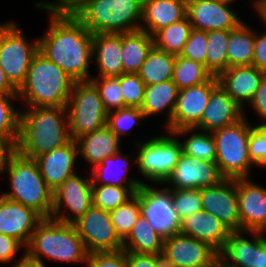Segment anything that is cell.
Masks as SVG:
<instances>
[{
	"label": "cell",
	"mask_w": 266,
	"mask_h": 267,
	"mask_svg": "<svg viewBox=\"0 0 266 267\" xmlns=\"http://www.w3.org/2000/svg\"><path fill=\"white\" fill-rule=\"evenodd\" d=\"M164 237L156 232L142 215L123 241V249L133 253L157 254L163 251Z\"/></svg>",
	"instance_id": "cell-33"
},
{
	"label": "cell",
	"mask_w": 266,
	"mask_h": 267,
	"mask_svg": "<svg viewBox=\"0 0 266 267\" xmlns=\"http://www.w3.org/2000/svg\"><path fill=\"white\" fill-rule=\"evenodd\" d=\"M264 77L265 73L252 65L234 66L221 72L217 80L222 89L244 109L252 100Z\"/></svg>",
	"instance_id": "cell-23"
},
{
	"label": "cell",
	"mask_w": 266,
	"mask_h": 267,
	"mask_svg": "<svg viewBox=\"0 0 266 267\" xmlns=\"http://www.w3.org/2000/svg\"><path fill=\"white\" fill-rule=\"evenodd\" d=\"M50 15L47 32L39 39V51L75 82L90 81L93 35L74 14H64L36 2Z\"/></svg>",
	"instance_id": "cell-1"
},
{
	"label": "cell",
	"mask_w": 266,
	"mask_h": 267,
	"mask_svg": "<svg viewBox=\"0 0 266 267\" xmlns=\"http://www.w3.org/2000/svg\"><path fill=\"white\" fill-rule=\"evenodd\" d=\"M78 146V154L91 165L93 169L103 159L113 156L120 149L119 139L107 126L92 133L85 134L75 140Z\"/></svg>",
	"instance_id": "cell-28"
},
{
	"label": "cell",
	"mask_w": 266,
	"mask_h": 267,
	"mask_svg": "<svg viewBox=\"0 0 266 267\" xmlns=\"http://www.w3.org/2000/svg\"><path fill=\"white\" fill-rule=\"evenodd\" d=\"M253 127L244 117L232 125L212 132L216 142L215 162L224 178L250 177L254 164L248 154V140Z\"/></svg>",
	"instance_id": "cell-7"
},
{
	"label": "cell",
	"mask_w": 266,
	"mask_h": 267,
	"mask_svg": "<svg viewBox=\"0 0 266 267\" xmlns=\"http://www.w3.org/2000/svg\"><path fill=\"white\" fill-rule=\"evenodd\" d=\"M66 111L69 135L73 140L106 126L108 112L91 81L74 83Z\"/></svg>",
	"instance_id": "cell-8"
},
{
	"label": "cell",
	"mask_w": 266,
	"mask_h": 267,
	"mask_svg": "<svg viewBox=\"0 0 266 267\" xmlns=\"http://www.w3.org/2000/svg\"><path fill=\"white\" fill-rule=\"evenodd\" d=\"M42 217L32 208L0 195V233L18 240L25 248Z\"/></svg>",
	"instance_id": "cell-21"
},
{
	"label": "cell",
	"mask_w": 266,
	"mask_h": 267,
	"mask_svg": "<svg viewBox=\"0 0 266 267\" xmlns=\"http://www.w3.org/2000/svg\"><path fill=\"white\" fill-rule=\"evenodd\" d=\"M90 81L98 89L104 109L107 112L124 107L120 76L119 77H100L93 76Z\"/></svg>",
	"instance_id": "cell-42"
},
{
	"label": "cell",
	"mask_w": 266,
	"mask_h": 267,
	"mask_svg": "<svg viewBox=\"0 0 266 267\" xmlns=\"http://www.w3.org/2000/svg\"><path fill=\"white\" fill-rule=\"evenodd\" d=\"M230 31H207L205 67L212 76L217 77L228 68L227 44Z\"/></svg>",
	"instance_id": "cell-37"
},
{
	"label": "cell",
	"mask_w": 266,
	"mask_h": 267,
	"mask_svg": "<svg viewBox=\"0 0 266 267\" xmlns=\"http://www.w3.org/2000/svg\"><path fill=\"white\" fill-rule=\"evenodd\" d=\"M140 202L141 215L164 238L179 233L181 220L173 206L170 186L160 190L144 183L134 194Z\"/></svg>",
	"instance_id": "cell-11"
},
{
	"label": "cell",
	"mask_w": 266,
	"mask_h": 267,
	"mask_svg": "<svg viewBox=\"0 0 266 267\" xmlns=\"http://www.w3.org/2000/svg\"><path fill=\"white\" fill-rule=\"evenodd\" d=\"M157 267H178L165 252L155 254Z\"/></svg>",
	"instance_id": "cell-57"
},
{
	"label": "cell",
	"mask_w": 266,
	"mask_h": 267,
	"mask_svg": "<svg viewBox=\"0 0 266 267\" xmlns=\"http://www.w3.org/2000/svg\"><path fill=\"white\" fill-rule=\"evenodd\" d=\"M248 154L255 166L266 169V127L254 126L251 129Z\"/></svg>",
	"instance_id": "cell-47"
},
{
	"label": "cell",
	"mask_w": 266,
	"mask_h": 267,
	"mask_svg": "<svg viewBox=\"0 0 266 267\" xmlns=\"http://www.w3.org/2000/svg\"><path fill=\"white\" fill-rule=\"evenodd\" d=\"M179 88L172 80L154 85H146L141 110L145 118L167 111L166 127L170 122L176 106Z\"/></svg>",
	"instance_id": "cell-30"
},
{
	"label": "cell",
	"mask_w": 266,
	"mask_h": 267,
	"mask_svg": "<svg viewBox=\"0 0 266 267\" xmlns=\"http://www.w3.org/2000/svg\"><path fill=\"white\" fill-rule=\"evenodd\" d=\"M172 198L180 220L202 210L201 189H172Z\"/></svg>",
	"instance_id": "cell-44"
},
{
	"label": "cell",
	"mask_w": 266,
	"mask_h": 267,
	"mask_svg": "<svg viewBox=\"0 0 266 267\" xmlns=\"http://www.w3.org/2000/svg\"><path fill=\"white\" fill-rule=\"evenodd\" d=\"M255 31L242 22L236 29L229 32L227 44L228 68L234 66H251Z\"/></svg>",
	"instance_id": "cell-32"
},
{
	"label": "cell",
	"mask_w": 266,
	"mask_h": 267,
	"mask_svg": "<svg viewBox=\"0 0 266 267\" xmlns=\"http://www.w3.org/2000/svg\"><path fill=\"white\" fill-rule=\"evenodd\" d=\"M127 267H157L155 254L126 251Z\"/></svg>",
	"instance_id": "cell-53"
},
{
	"label": "cell",
	"mask_w": 266,
	"mask_h": 267,
	"mask_svg": "<svg viewBox=\"0 0 266 267\" xmlns=\"http://www.w3.org/2000/svg\"><path fill=\"white\" fill-rule=\"evenodd\" d=\"M240 231L266 234V188L250 178L237 179Z\"/></svg>",
	"instance_id": "cell-17"
},
{
	"label": "cell",
	"mask_w": 266,
	"mask_h": 267,
	"mask_svg": "<svg viewBox=\"0 0 266 267\" xmlns=\"http://www.w3.org/2000/svg\"><path fill=\"white\" fill-rule=\"evenodd\" d=\"M122 33H97L93 35L92 58L96 60L98 76L119 77L123 74Z\"/></svg>",
	"instance_id": "cell-26"
},
{
	"label": "cell",
	"mask_w": 266,
	"mask_h": 267,
	"mask_svg": "<svg viewBox=\"0 0 266 267\" xmlns=\"http://www.w3.org/2000/svg\"><path fill=\"white\" fill-rule=\"evenodd\" d=\"M232 231L217 217L201 210L181 220L179 233L209 243L219 251Z\"/></svg>",
	"instance_id": "cell-24"
},
{
	"label": "cell",
	"mask_w": 266,
	"mask_h": 267,
	"mask_svg": "<svg viewBox=\"0 0 266 267\" xmlns=\"http://www.w3.org/2000/svg\"><path fill=\"white\" fill-rule=\"evenodd\" d=\"M74 83L67 73L38 51L17 96L26 107H66Z\"/></svg>",
	"instance_id": "cell-3"
},
{
	"label": "cell",
	"mask_w": 266,
	"mask_h": 267,
	"mask_svg": "<svg viewBox=\"0 0 266 267\" xmlns=\"http://www.w3.org/2000/svg\"><path fill=\"white\" fill-rule=\"evenodd\" d=\"M217 85V77L212 76L202 84L179 90L171 122L166 126L168 133L181 128H194L200 122L211 91Z\"/></svg>",
	"instance_id": "cell-14"
},
{
	"label": "cell",
	"mask_w": 266,
	"mask_h": 267,
	"mask_svg": "<svg viewBox=\"0 0 266 267\" xmlns=\"http://www.w3.org/2000/svg\"><path fill=\"white\" fill-rule=\"evenodd\" d=\"M89 0H51L42 3L50 9L64 14H74L83 4Z\"/></svg>",
	"instance_id": "cell-52"
},
{
	"label": "cell",
	"mask_w": 266,
	"mask_h": 267,
	"mask_svg": "<svg viewBox=\"0 0 266 267\" xmlns=\"http://www.w3.org/2000/svg\"><path fill=\"white\" fill-rule=\"evenodd\" d=\"M187 0H143L140 29L153 36L187 17Z\"/></svg>",
	"instance_id": "cell-25"
},
{
	"label": "cell",
	"mask_w": 266,
	"mask_h": 267,
	"mask_svg": "<svg viewBox=\"0 0 266 267\" xmlns=\"http://www.w3.org/2000/svg\"><path fill=\"white\" fill-rule=\"evenodd\" d=\"M9 176L10 191L1 195L11 201L32 208L42 218L51 217L53 191L44 181L34 159L15 151L2 168Z\"/></svg>",
	"instance_id": "cell-5"
},
{
	"label": "cell",
	"mask_w": 266,
	"mask_h": 267,
	"mask_svg": "<svg viewBox=\"0 0 266 267\" xmlns=\"http://www.w3.org/2000/svg\"><path fill=\"white\" fill-rule=\"evenodd\" d=\"M120 152L121 150L113 156L106 157L100 164L91 169L92 185L128 187L135 194L144 182L138 178L127 177L130 168L129 161L132 164L131 161L133 160H129L127 156L124 157ZM118 162L119 164H117Z\"/></svg>",
	"instance_id": "cell-27"
},
{
	"label": "cell",
	"mask_w": 266,
	"mask_h": 267,
	"mask_svg": "<svg viewBox=\"0 0 266 267\" xmlns=\"http://www.w3.org/2000/svg\"><path fill=\"white\" fill-rule=\"evenodd\" d=\"M211 77V73L201 63L179 55L176 56L172 81L179 90L202 84Z\"/></svg>",
	"instance_id": "cell-38"
},
{
	"label": "cell",
	"mask_w": 266,
	"mask_h": 267,
	"mask_svg": "<svg viewBox=\"0 0 266 267\" xmlns=\"http://www.w3.org/2000/svg\"><path fill=\"white\" fill-rule=\"evenodd\" d=\"M14 267H46L44 264L29 259L25 252L23 256L18 260L17 263H12Z\"/></svg>",
	"instance_id": "cell-58"
},
{
	"label": "cell",
	"mask_w": 266,
	"mask_h": 267,
	"mask_svg": "<svg viewBox=\"0 0 266 267\" xmlns=\"http://www.w3.org/2000/svg\"><path fill=\"white\" fill-rule=\"evenodd\" d=\"M109 213L118 236L124 241L141 215L139 199L134 195L125 204Z\"/></svg>",
	"instance_id": "cell-41"
},
{
	"label": "cell",
	"mask_w": 266,
	"mask_h": 267,
	"mask_svg": "<svg viewBox=\"0 0 266 267\" xmlns=\"http://www.w3.org/2000/svg\"><path fill=\"white\" fill-rule=\"evenodd\" d=\"M143 0H89L74 15L92 34L140 29Z\"/></svg>",
	"instance_id": "cell-6"
},
{
	"label": "cell",
	"mask_w": 266,
	"mask_h": 267,
	"mask_svg": "<svg viewBox=\"0 0 266 267\" xmlns=\"http://www.w3.org/2000/svg\"><path fill=\"white\" fill-rule=\"evenodd\" d=\"M206 49L207 31L192 29L179 56L191 59L205 66Z\"/></svg>",
	"instance_id": "cell-46"
},
{
	"label": "cell",
	"mask_w": 266,
	"mask_h": 267,
	"mask_svg": "<svg viewBox=\"0 0 266 267\" xmlns=\"http://www.w3.org/2000/svg\"><path fill=\"white\" fill-rule=\"evenodd\" d=\"M134 196L128 187L112 185H92L93 206L104 211L115 210L120 205L125 204Z\"/></svg>",
	"instance_id": "cell-39"
},
{
	"label": "cell",
	"mask_w": 266,
	"mask_h": 267,
	"mask_svg": "<svg viewBox=\"0 0 266 267\" xmlns=\"http://www.w3.org/2000/svg\"><path fill=\"white\" fill-rule=\"evenodd\" d=\"M230 6L216 0H187L186 14L193 29L234 30L243 21Z\"/></svg>",
	"instance_id": "cell-18"
},
{
	"label": "cell",
	"mask_w": 266,
	"mask_h": 267,
	"mask_svg": "<svg viewBox=\"0 0 266 267\" xmlns=\"http://www.w3.org/2000/svg\"><path fill=\"white\" fill-rule=\"evenodd\" d=\"M202 210L220 219L232 232L240 231L237 179H223L201 189Z\"/></svg>",
	"instance_id": "cell-16"
},
{
	"label": "cell",
	"mask_w": 266,
	"mask_h": 267,
	"mask_svg": "<svg viewBox=\"0 0 266 267\" xmlns=\"http://www.w3.org/2000/svg\"><path fill=\"white\" fill-rule=\"evenodd\" d=\"M21 110L16 151L34 159L65 145L71 138L66 107H26Z\"/></svg>",
	"instance_id": "cell-2"
},
{
	"label": "cell",
	"mask_w": 266,
	"mask_h": 267,
	"mask_svg": "<svg viewBox=\"0 0 266 267\" xmlns=\"http://www.w3.org/2000/svg\"><path fill=\"white\" fill-rule=\"evenodd\" d=\"M248 233L253 235L252 239L244 236ZM218 257L229 267H257V232H231Z\"/></svg>",
	"instance_id": "cell-29"
},
{
	"label": "cell",
	"mask_w": 266,
	"mask_h": 267,
	"mask_svg": "<svg viewBox=\"0 0 266 267\" xmlns=\"http://www.w3.org/2000/svg\"><path fill=\"white\" fill-rule=\"evenodd\" d=\"M175 60L176 55L153 46L137 74L145 85H154L172 80Z\"/></svg>",
	"instance_id": "cell-34"
},
{
	"label": "cell",
	"mask_w": 266,
	"mask_h": 267,
	"mask_svg": "<svg viewBox=\"0 0 266 267\" xmlns=\"http://www.w3.org/2000/svg\"><path fill=\"white\" fill-rule=\"evenodd\" d=\"M0 93L17 94V89L10 83L4 71L0 68Z\"/></svg>",
	"instance_id": "cell-56"
},
{
	"label": "cell",
	"mask_w": 266,
	"mask_h": 267,
	"mask_svg": "<svg viewBox=\"0 0 266 267\" xmlns=\"http://www.w3.org/2000/svg\"><path fill=\"white\" fill-rule=\"evenodd\" d=\"M163 252L178 267H206L218 258V251L209 243L182 233L164 238Z\"/></svg>",
	"instance_id": "cell-19"
},
{
	"label": "cell",
	"mask_w": 266,
	"mask_h": 267,
	"mask_svg": "<svg viewBox=\"0 0 266 267\" xmlns=\"http://www.w3.org/2000/svg\"><path fill=\"white\" fill-rule=\"evenodd\" d=\"M244 109L218 84L212 91L197 130L213 132L246 117Z\"/></svg>",
	"instance_id": "cell-22"
},
{
	"label": "cell",
	"mask_w": 266,
	"mask_h": 267,
	"mask_svg": "<svg viewBox=\"0 0 266 267\" xmlns=\"http://www.w3.org/2000/svg\"><path fill=\"white\" fill-rule=\"evenodd\" d=\"M88 253L115 252L123 249L110 213L101 208H91L74 223Z\"/></svg>",
	"instance_id": "cell-13"
},
{
	"label": "cell",
	"mask_w": 266,
	"mask_h": 267,
	"mask_svg": "<svg viewBox=\"0 0 266 267\" xmlns=\"http://www.w3.org/2000/svg\"><path fill=\"white\" fill-rule=\"evenodd\" d=\"M172 134L178 136L177 138H179V136L183 137V135L186 134H192L191 136H187L188 138H186L184 142L180 140L182 152L188 156H191L192 158L215 162L216 142L212 132L200 130V132L197 133V129L195 128H181L172 131Z\"/></svg>",
	"instance_id": "cell-35"
},
{
	"label": "cell",
	"mask_w": 266,
	"mask_h": 267,
	"mask_svg": "<svg viewBox=\"0 0 266 267\" xmlns=\"http://www.w3.org/2000/svg\"><path fill=\"white\" fill-rule=\"evenodd\" d=\"M169 134L135 144L139 149L133 160L141 175L155 185L168 178L182 154L180 141L172 136V132Z\"/></svg>",
	"instance_id": "cell-9"
},
{
	"label": "cell",
	"mask_w": 266,
	"mask_h": 267,
	"mask_svg": "<svg viewBox=\"0 0 266 267\" xmlns=\"http://www.w3.org/2000/svg\"><path fill=\"white\" fill-rule=\"evenodd\" d=\"M253 5L255 12L259 15V18H261L260 20H263L266 27V0H255Z\"/></svg>",
	"instance_id": "cell-59"
},
{
	"label": "cell",
	"mask_w": 266,
	"mask_h": 267,
	"mask_svg": "<svg viewBox=\"0 0 266 267\" xmlns=\"http://www.w3.org/2000/svg\"><path fill=\"white\" fill-rule=\"evenodd\" d=\"M18 100L17 94L0 93V135L8 138L15 146L19 137L21 110L14 108L11 103Z\"/></svg>",
	"instance_id": "cell-40"
},
{
	"label": "cell",
	"mask_w": 266,
	"mask_h": 267,
	"mask_svg": "<svg viewBox=\"0 0 266 267\" xmlns=\"http://www.w3.org/2000/svg\"><path fill=\"white\" fill-rule=\"evenodd\" d=\"M249 105L252 107L253 112L255 110V113L263 120L261 124L256 126L266 127V76L262 79Z\"/></svg>",
	"instance_id": "cell-50"
},
{
	"label": "cell",
	"mask_w": 266,
	"mask_h": 267,
	"mask_svg": "<svg viewBox=\"0 0 266 267\" xmlns=\"http://www.w3.org/2000/svg\"><path fill=\"white\" fill-rule=\"evenodd\" d=\"M39 51V39L24 37L14 21L0 23V68L18 90L25 81L29 65Z\"/></svg>",
	"instance_id": "cell-10"
},
{
	"label": "cell",
	"mask_w": 266,
	"mask_h": 267,
	"mask_svg": "<svg viewBox=\"0 0 266 267\" xmlns=\"http://www.w3.org/2000/svg\"><path fill=\"white\" fill-rule=\"evenodd\" d=\"M25 255L45 265L42 257L65 263H86L88 252L74 224L42 218L25 248Z\"/></svg>",
	"instance_id": "cell-4"
},
{
	"label": "cell",
	"mask_w": 266,
	"mask_h": 267,
	"mask_svg": "<svg viewBox=\"0 0 266 267\" xmlns=\"http://www.w3.org/2000/svg\"><path fill=\"white\" fill-rule=\"evenodd\" d=\"M223 179L216 162L192 158L182 152L173 171L162 184H170V189H203L216 186Z\"/></svg>",
	"instance_id": "cell-15"
},
{
	"label": "cell",
	"mask_w": 266,
	"mask_h": 267,
	"mask_svg": "<svg viewBox=\"0 0 266 267\" xmlns=\"http://www.w3.org/2000/svg\"><path fill=\"white\" fill-rule=\"evenodd\" d=\"M257 33L255 31L252 66L266 73V32L263 34Z\"/></svg>",
	"instance_id": "cell-51"
},
{
	"label": "cell",
	"mask_w": 266,
	"mask_h": 267,
	"mask_svg": "<svg viewBox=\"0 0 266 267\" xmlns=\"http://www.w3.org/2000/svg\"><path fill=\"white\" fill-rule=\"evenodd\" d=\"M25 247L16 239L0 233V263H10Z\"/></svg>",
	"instance_id": "cell-49"
},
{
	"label": "cell",
	"mask_w": 266,
	"mask_h": 267,
	"mask_svg": "<svg viewBox=\"0 0 266 267\" xmlns=\"http://www.w3.org/2000/svg\"><path fill=\"white\" fill-rule=\"evenodd\" d=\"M257 267H266V238L263 232H257Z\"/></svg>",
	"instance_id": "cell-55"
},
{
	"label": "cell",
	"mask_w": 266,
	"mask_h": 267,
	"mask_svg": "<svg viewBox=\"0 0 266 267\" xmlns=\"http://www.w3.org/2000/svg\"><path fill=\"white\" fill-rule=\"evenodd\" d=\"M16 151V146L3 135H0V173L10 156Z\"/></svg>",
	"instance_id": "cell-54"
},
{
	"label": "cell",
	"mask_w": 266,
	"mask_h": 267,
	"mask_svg": "<svg viewBox=\"0 0 266 267\" xmlns=\"http://www.w3.org/2000/svg\"><path fill=\"white\" fill-rule=\"evenodd\" d=\"M153 46V36L146 31L122 33L123 73H138Z\"/></svg>",
	"instance_id": "cell-31"
},
{
	"label": "cell",
	"mask_w": 266,
	"mask_h": 267,
	"mask_svg": "<svg viewBox=\"0 0 266 267\" xmlns=\"http://www.w3.org/2000/svg\"><path fill=\"white\" fill-rule=\"evenodd\" d=\"M120 85L124 107L141 108L146 85L139 75L137 73L121 74Z\"/></svg>",
	"instance_id": "cell-45"
},
{
	"label": "cell",
	"mask_w": 266,
	"mask_h": 267,
	"mask_svg": "<svg viewBox=\"0 0 266 267\" xmlns=\"http://www.w3.org/2000/svg\"><path fill=\"white\" fill-rule=\"evenodd\" d=\"M78 156L77 143L71 139L65 145L43 153L34 160L47 186L54 191L69 176L76 173L74 168Z\"/></svg>",
	"instance_id": "cell-20"
},
{
	"label": "cell",
	"mask_w": 266,
	"mask_h": 267,
	"mask_svg": "<svg viewBox=\"0 0 266 267\" xmlns=\"http://www.w3.org/2000/svg\"><path fill=\"white\" fill-rule=\"evenodd\" d=\"M216 1L231 5L232 3H234L237 0H216Z\"/></svg>",
	"instance_id": "cell-61"
},
{
	"label": "cell",
	"mask_w": 266,
	"mask_h": 267,
	"mask_svg": "<svg viewBox=\"0 0 266 267\" xmlns=\"http://www.w3.org/2000/svg\"><path fill=\"white\" fill-rule=\"evenodd\" d=\"M188 18L168 25L153 35L154 46L173 55H180L192 30Z\"/></svg>",
	"instance_id": "cell-36"
},
{
	"label": "cell",
	"mask_w": 266,
	"mask_h": 267,
	"mask_svg": "<svg viewBox=\"0 0 266 267\" xmlns=\"http://www.w3.org/2000/svg\"><path fill=\"white\" fill-rule=\"evenodd\" d=\"M146 119L141 108L123 107L107 113L106 126L119 138Z\"/></svg>",
	"instance_id": "cell-43"
},
{
	"label": "cell",
	"mask_w": 266,
	"mask_h": 267,
	"mask_svg": "<svg viewBox=\"0 0 266 267\" xmlns=\"http://www.w3.org/2000/svg\"><path fill=\"white\" fill-rule=\"evenodd\" d=\"M86 267H127L126 251L88 253Z\"/></svg>",
	"instance_id": "cell-48"
},
{
	"label": "cell",
	"mask_w": 266,
	"mask_h": 267,
	"mask_svg": "<svg viewBox=\"0 0 266 267\" xmlns=\"http://www.w3.org/2000/svg\"><path fill=\"white\" fill-rule=\"evenodd\" d=\"M206 267H229L227 264H225L219 257L215 259L210 265Z\"/></svg>",
	"instance_id": "cell-60"
},
{
	"label": "cell",
	"mask_w": 266,
	"mask_h": 267,
	"mask_svg": "<svg viewBox=\"0 0 266 267\" xmlns=\"http://www.w3.org/2000/svg\"><path fill=\"white\" fill-rule=\"evenodd\" d=\"M79 176L77 173L69 176L53 191L51 218L73 224L91 208L92 176L88 178ZM67 210L72 215L66 214ZM65 211L66 213H63Z\"/></svg>",
	"instance_id": "cell-12"
}]
</instances>
